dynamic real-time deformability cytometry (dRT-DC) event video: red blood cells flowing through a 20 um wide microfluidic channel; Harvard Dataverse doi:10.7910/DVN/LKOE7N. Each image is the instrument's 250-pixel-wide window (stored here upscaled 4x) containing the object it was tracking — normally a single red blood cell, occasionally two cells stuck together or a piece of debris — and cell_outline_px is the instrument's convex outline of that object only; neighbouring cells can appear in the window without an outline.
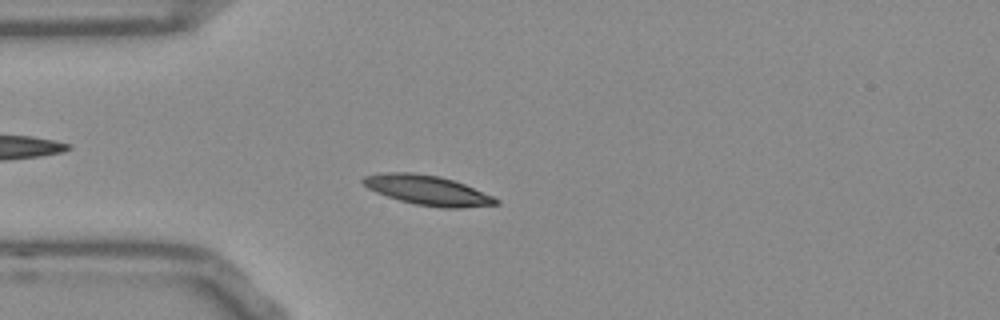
{"species": "Egyptian fruit bat (a non-hibernating species)", "species_latin": "Rousettus aegyptiacus", "temperature_condition": "room temperature", "stored_images_in_passage": 52, "camera_frame_rate_fps": 3000, "um_per_image_px": 0.085, "frame": {"image": 1, "passage_image": 13, "time_ms": 4.0, "image_size_px": [1000, 320], "cell_outline_px": [[500, 204], [460, 208], [440, 208], [416, 204], [400, 200], [376, 192], [368, 188], [360, 180], [364, 176], [384, 172], [412, 172], [440, 176], [464, 184], [492, 196], [500, 200]], "centroid_in_image_um": [36.34, 16.17], "position_along_channel_um": 48.7, "area_um2": 22.89}}
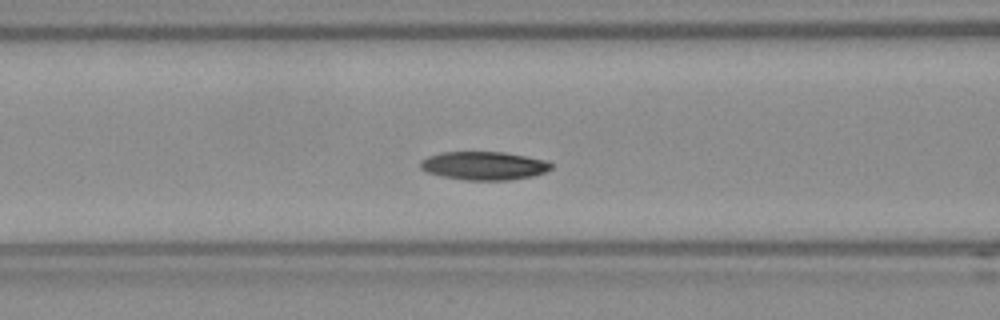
{"frame": {"image": 2, "passage_image": 20, "time_ms": 6.333, "image_size_px": [1000, 320], "cell_outline_px": [[552, 168], [544, 172], [532, 176], [508, 180], [464, 180], [440, 176], [428, 172], [420, 168], [420, 160], [428, 156], [440, 152], [504, 152], [548, 160], [552, 164]], "centroid_in_image_um": [41.12, 14.08], "position_along_channel_um": 125.5, "area_um2": 21.73}}
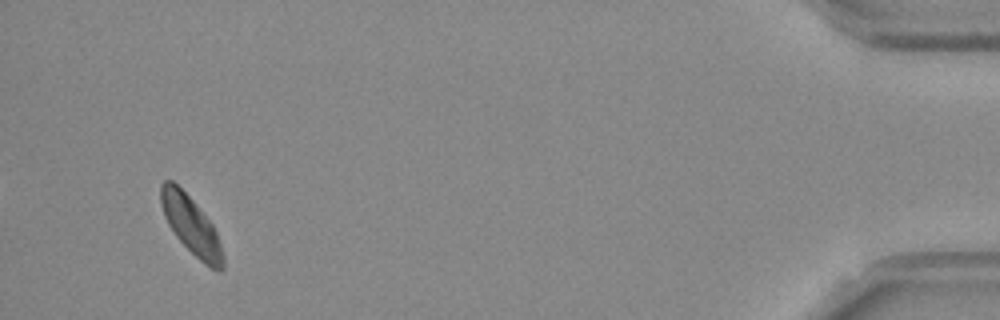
{"frame": {"image": 3, "passage_image": 50, "time_ms": 16.333, "image_size_px": [1000, 320], "cell_outline_px": [[224, 268], [220, 272], [204, 264], [176, 236], [168, 224], [164, 216], [160, 204], [160, 184], [164, 180], [172, 180], [196, 204], [212, 224], [216, 232], [224, 256]], "centroid_in_image_um": [16.23, 19.15], "position_along_channel_um": 419.0, "area_um2": 20.69}, "authors_computed_cell_mechanics": {"area_um2": 21.0392, "velocity_mm_per_s": 3.7371, "shape_relaxation_time_tau1_ms": 2.0547, "shape_relaxation_time_tau2_ms": null, "deformation_change_tau1": 0.1091, "deformation_change_tau2": null}}